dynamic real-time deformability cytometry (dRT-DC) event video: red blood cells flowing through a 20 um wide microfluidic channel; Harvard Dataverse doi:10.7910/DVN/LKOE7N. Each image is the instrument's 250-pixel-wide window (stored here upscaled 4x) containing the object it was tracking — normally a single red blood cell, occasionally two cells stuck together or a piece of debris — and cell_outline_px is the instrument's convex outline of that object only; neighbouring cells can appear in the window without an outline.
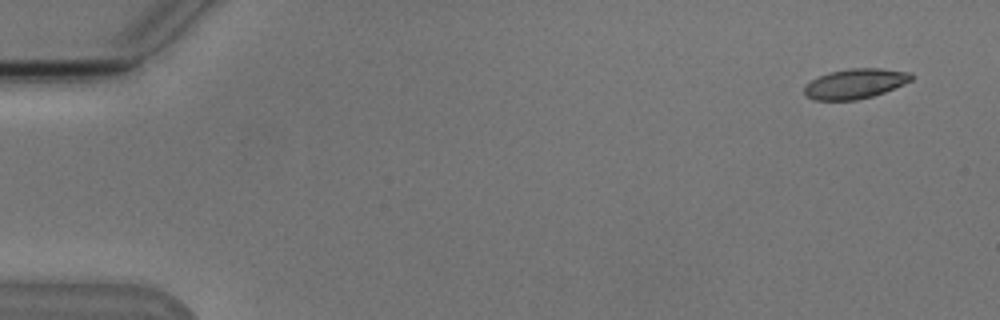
{"species": "Egyptian fruit bat (a non-hibernating species)", "species_latin": "Rousettus aegyptiacus", "temperature_condition": "cold", "stored_images_in_passage": 5, "camera_frame_rate_fps": 3000, "um_per_image_px": 0.085, "animal": {"sex": "male"}, "frame": {"image": 1, "passage_image": 2, "time_ms": 1.0, "image_size_px": [1000, 320], "cell_outline_px": [[916, 76], [912, 80], [904, 84], [884, 92], [872, 96], [856, 100], [816, 100], [808, 96], [804, 92], [804, 84], [820, 76], [832, 72], [852, 68], [880, 68], [912, 72]], "centroid_in_image_um": [72.74, 7.1], "position_along_channel_um": 12.3, "area_um2": 18.61}}
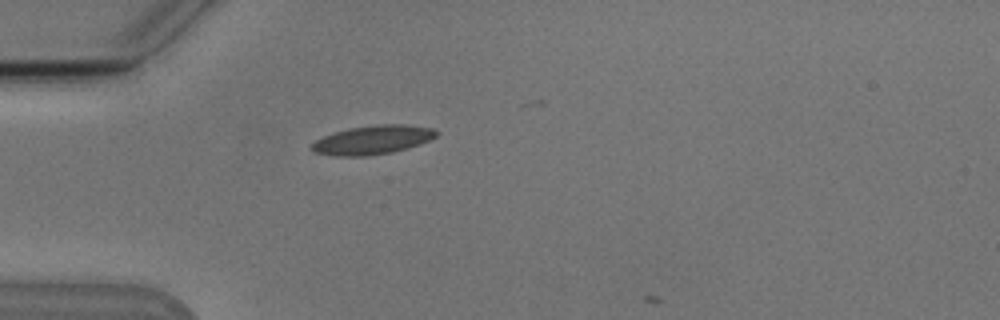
{"frame": {"image": 2, "passage_image": 5, "time_ms": 5.333, "image_size_px": [1000, 320], "cell_outline_px": [[440, 132], [436, 136], [420, 144], [408, 148], [392, 152], [368, 156], [336, 156], [316, 152], [312, 148], [312, 144], [316, 140], [324, 136], [336, 132], [352, 128], [380, 124], [404, 124], [432, 128]], "centroid_in_image_um": [31.73, 11.89], "position_along_channel_um": 53.3, "area_um2": 20.69}}